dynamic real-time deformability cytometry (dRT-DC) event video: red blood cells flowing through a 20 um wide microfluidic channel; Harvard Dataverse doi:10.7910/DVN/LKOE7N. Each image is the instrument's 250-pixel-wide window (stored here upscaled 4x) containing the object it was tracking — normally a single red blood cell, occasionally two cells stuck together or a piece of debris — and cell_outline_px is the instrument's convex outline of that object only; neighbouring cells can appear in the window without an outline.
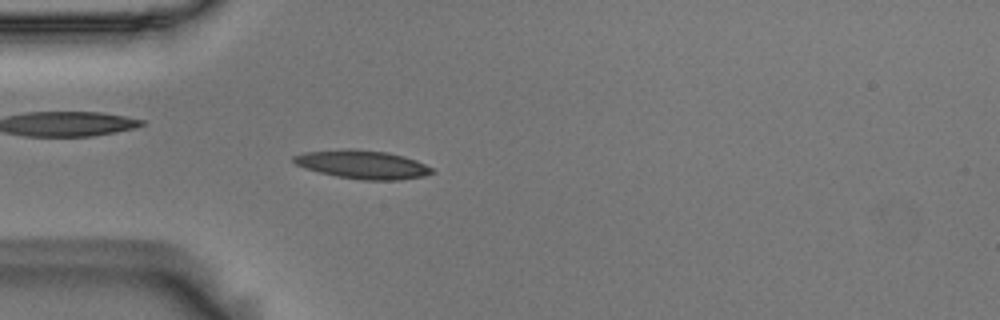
{"species": "Egyptian fruit bat (a non-hibernating species)", "species_latin": "Rousettus aegyptiacus", "temperature_condition": "room temperature", "stored_images_in_passage": 47, "camera_frame_rate_fps": 3000, "um_per_image_px": 0.085, "animal": {"sex": "male"}, "frame": {"image": 1, "passage_image": 16, "time_ms": 5.0, "image_size_px": [1000, 320], "cell_outline_px": [[436, 172], [424, 176], [396, 180], [364, 180], [336, 176], [304, 168], [296, 164], [292, 160], [292, 156], [304, 152], [348, 148], [352, 148], [388, 152], [404, 156], [416, 160], [432, 168]], "centroid_in_image_um": [30.81, 13.97], "position_along_channel_um": 54.2, "area_um2": 23.06}}
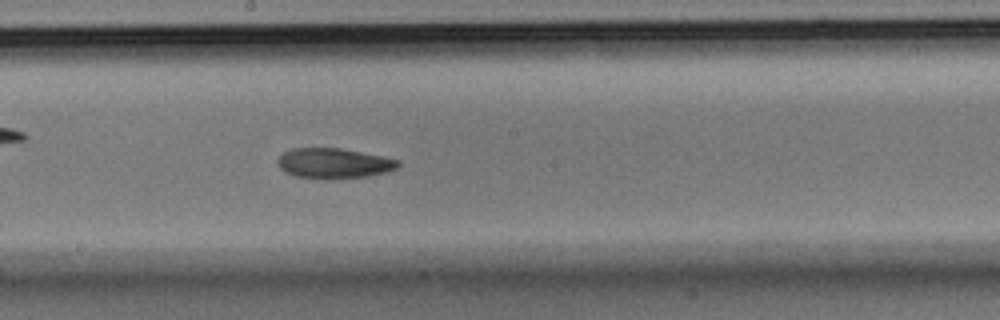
{"frame": {"image": 2, "passage_image": 30, "time_ms": 9.667, "image_size_px": [1000, 320], "cell_outline_px": [[400, 164], [396, 168], [388, 172], [368, 176], [336, 180], [296, 176], [284, 172], [280, 168], [280, 156], [284, 152], [292, 148], [340, 148], [384, 156], [400, 160]], "centroid_in_image_um": [28.44, 13.89], "position_along_channel_um": 219.8, "area_um2": 21.33}}
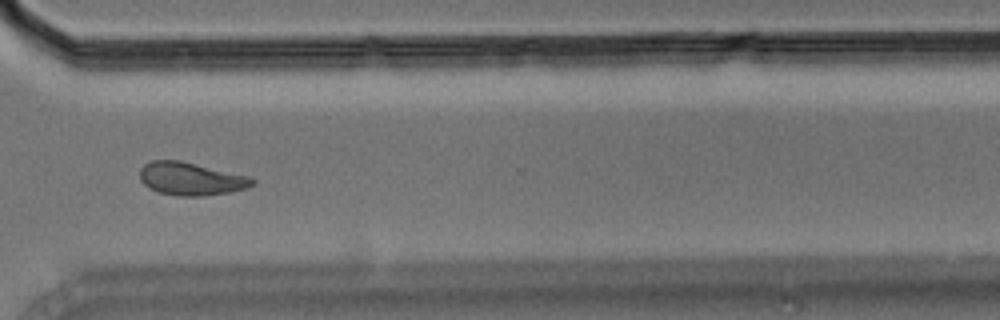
{"frame": {"image": 3, "passage_image": 41, "time_ms": 13.333, "image_size_px": [1000, 320], "cell_outline_px": [[256, 184], [248, 188], [228, 192], [200, 196], [180, 196], [160, 192], [148, 188], [140, 180], [140, 168], [144, 164], [152, 160], [180, 160], [248, 176], [256, 180]], "centroid_in_image_um": [16.23, 15.19], "position_along_channel_um": 354.4, "area_um2": 21.56}, "authors_computed_cell_mechanics": {"area_um2": 21.0392, "velocity_mm_per_s": 3.6737, "shape_relaxation_time_tau1_ms": 10.1676, "shape_relaxation_time_tau2_ms": 6.5562, "deformation_change_tau1": 0.2015, "deformation_change_tau2": 0.1292}}